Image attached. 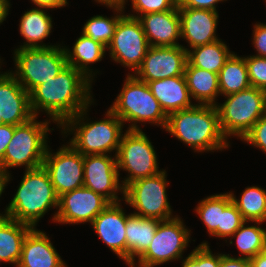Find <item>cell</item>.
<instances>
[{"label": "cell", "mask_w": 266, "mask_h": 267, "mask_svg": "<svg viewBox=\"0 0 266 267\" xmlns=\"http://www.w3.org/2000/svg\"><path fill=\"white\" fill-rule=\"evenodd\" d=\"M91 80L67 65L57 76L37 86L30 93V106L34 116L40 109L61 126L68 118L89 107Z\"/></svg>", "instance_id": "1"}, {"label": "cell", "mask_w": 266, "mask_h": 267, "mask_svg": "<svg viewBox=\"0 0 266 267\" xmlns=\"http://www.w3.org/2000/svg\"><path fill=\"white\" fill-rule=\"evenodd\" d=\"M166 131L197 152L222 150L229 146L222 133L216 106L194 104L167 117Z\"/></svg>", "instance_id": "2"}, {"label": "cell", "mask_w": 266, "mask_h": 267, "mask_svg": "<svg viewBox=\"0 0 266 267\" xmlns=\"http://www.w3.org/2000/svg\"><path fill=\"white\" fill-rule=\"evenodd\" d=\"M57 195L46 169L42 166L25 171L23 179L6 208L7 217L34 228L52 207L58 208Z\"/></svg>", "instance_id": "3"}, {"label": "cell", "mask_w": 266, "mask_h": 267, "mask_svg": "<svg viewBox=\"0 0 266 267\" xmlns=\"http://www.w3.org/2000/svg\"><path fill=\"white\" fill-rule=\"evenodd\" d=\"M87 109L88 107L84 108L61 125L65 134L75 131L70 145L83 156L107 154L113 150L117 153L123 136L122 120L109 109L106 112V119L90 123L81 122Z\"/></svg>", "instance_id": "4"}, {"label": "cell", "mask_w": 266, "mask_h": 267, "mask_svg": "<svg viewBox=\"0 0 266 267\" xmlns=\"http://www.w3.org/2000/svg\"><path fill=\"white\" fill-rule=\"evenodd\" d=\"M123 123L133 122L128 130H141L137 122H149L160 125L165 129L167 115L160 106L158 100L152 95L146 82L127 75L123 88L115 102L109 108Z\"/></svg>", "instance_id": "5"}, {"label": "cell", "mask_w": 266, "mask_h": 267, "mask_svg": "<svg viewBox=\"0 0 266 267\" xmlns=\"http://www.w3.org/2000/svg\"><path fill=\"white\" fill-rule=\"evenodd\" d=\"M37 116L25 123L14 126V134L9 142L0 171L9 175L7 168L25 165L26 170L43 165L48 147L49 122H38Z\"/></svg>", "instance_id": "6"}, {"label": "cell", "mask_w": 266, "mask_h": 267, "mask_svg": "<svg viewBox=\"0 0 266 267\" xmlns=\"http://www.w3.org/2000/svg\"><path fill=\"white\" fill-rule=\"evenodd\" d=\"M225 97L227 100L222 105H215L222 133L226 138L237 135L242 140L254 124L266 114L265 91L250 86Z\"/></svg>", "instance_id": "7"}, {"label": "cell", "mask_w": 266, "mask_h": 267, "mask_svg": "<svg viewBox=\"0 0 266 267\" xmlns=\"http://www.w3.org/2000/svg\"><path fill=\"white\" fill-rule=\"evenodd\" d=\"M18 48L15 50L16 70L11 74L30 94L37 86L57 76L67 65L63 47Z\"/></svg>", "instance_id": "8"}, {"label": "cell", "mask_w": 266, "mask_h": 267, "mask_svg": "<svg viewBox=\"0 0 266 267\" xmlns=\"http://www.w3.org/2000/svg\"><path fill=\"white\" fill-rule=\"evenodd\" d=\"M166 171L156 175L137 179L124 187L123 197L132 208L138 210L134 215L155 218L160 221L173 217L166 195Z\"/></svg>", "instance_id": "9"}, {"label": "cell", "mask_w": 266, "mask_h": 267, "mask_svg": "<svg viewBox=\"0 0 266 267\" xmlns=\"http://www.w3.org/2000/svg\"><path fill=\"white\" fill-rule=\"evenodd\" d=\"M115 156L118 170L123 169L130 174L122 181L123 187L161 172L158 170L156 151L142 130H127Z\"/></svg>", "instance_id": "10"}, {"label": "cell", "mask_w": 266, "mask_h": 267, "mask_svg": "<svg viewBox=\"0 0 266 267\" xmlns=\"http://www.w3.org/2000/svg\"><path fill=\"white\" fill-rule=\"evenodd\" d=\"M189 231L178 216L161 221L158 224L153 241L138 258V267H154L182 258V253L190 241Z\"/></svg>", "instance_id": "11"}, {"label": "cell", "mask_w": 266, "mask_h": 267, "mask_svg": "<svg viewBox=\"0 0 266 267\" xmlns=\"http://www.w3.org/2000/svg\"><path fill=\"white\" fill-rule=\"evenodd\" d=\"M150 45L138 18L123 15L115 28L110 44L107 46L110 57L121 65L131 68L135 73L141 66Z\"/></svg>", "instance_id": "12"}, {"label": "cell", "mask_w": 266, "mask_h": 267, "mask_svg": "<svg viewBox=\"0 0 266 267\" xmlns=\"http://www.w3.org/2000/svg\"><path fill=\"white\" fill-rule=\"evenodd\" d=\"M43 167L58 196L83 187V155L70 144L64 145L55 154L47 148Z\"/></svg>", "instance_id": "13"}, {"label": "cell", "mask_w": 266, "mask_h": 267, "mask_svg": "<svg viewBox=\"0 0 266 267\" xmlns=\"http://www.w3.org/2000/svg\"><path fill=\"white\" fill-rule=\"evenodd\" d=\"M109 204L105 197L83 186L59 196L58 211L53 221L66 224L91 223Z\"/></svg>", "instance_id": "14"}, {"label": "cell", "mask_w": 266, "mask_h": 267, "mask_svg": "<svg viewBox=\"0 0 266 267\" xmlns=\"http://www.w3.org/2000/svg\"><path fill=\"white\" fill-rule=\"evenodd\" d=\"M116 156L95 154L83 156V186L105 197L110 203H118L117 193H124L120 185Z\"/></svg>", "instance_id": "15"}, {"label": "cell", "mask_w": 266, "mask_h": 267, "mask_svg": "<svg viewBox=\"0 0 266 267\" xmlns=\"http://www.w3.org/2000/svg\"><path fill=\"white\" fill-rule=\"evenodd\" d=\"M187 49L182 45L174 47L150 46L141 66L133 75L146 83L184 75Z\"/></svg>", "instance_id": "16"}, {"label": "cell", "mask_w": 266, "mask_h": 267, "mask_svg": "<svg viewBox=\"0 0 266 267\" xmlns=\"http://www.w3.org/2000/svg\"><path fill=\"white\" fill-rule=\"evenodd\" d=\"M32 117L34 114L30 106V94L11 71L0 74V122L16 126Z\"/></svg>", "instance_id": "17"}, {"label": "cell", "mask_w": 266, "mask_h": 267, "mask_svg": "<svg viewBox=\"0 0 266 267\" xmlns=\"http://www.w3.org/2000/svg\"><path fill=\"white\" fill-rule=\"evenodd\" d=\"M181 38L192 48L211 44L220 39L216 36L218 12L208 9L178 8Z\"/></svg>", "instance_id": "18"}, {"label": "cell", "mask_w": 266, "mask_h": 267, "mask_svg": "<svg viewBox=\"0 0 266 267\" xmlns=\"http://www.w3.org/2000/svg\"><path fill=\"white\" fill-rule=\"evenodd\" d=\"M128 15L139 19L150 46L174 47L179 45L176 42L181 37L178 6L165 12L139 14V16Z\"/></svg>", "instance_id": "19"}, {"label": "cell", "mask_w": 266, "mask_h": 267, "mask_svg": "<svg viewBox=\"0 0 266 267\" xmlns=\"http://www.w3.org/2000/svg\"><path fill=\"white\" fill-rule=\"evenodd\" d=\"M126 215L118 203H110L91 225L100 239L126 261Z\"/></svg>", "instance_id": "20"}, {"label": "cell", "mask_w": 266, "mask_h": 267, "mask_svg": "<svg viewBox=\"0 0 266 267\" xmlns=\"http://www.w3.org/2000/svg\"><path fill=\"white\" fill-rule=\"evenodd\" d=\"M17 267H66L50 238L32 228L24 239Z\"/></svg>", "instance_id": "21"}, {"label": "cell", "mask_w": 266, "mask_h": 267, "mask_svg": "<svg viewBox=\"0 0 266 267\" xmlns=\"http://www.w3.org/2000/svg\"><path fill=\"white\" fill-rule=\"evenodd\" d=\"M147 84L167 116L194 106L191 102L185 75L148 81Z\"/></svg>", "instance_id": "22"}, {"label": "cell", "mask_w": 266, "mask_h": 267, "mask_svg": "<svg viewBox=\"0 0 266 267\" xmlns=\"http://www.w3.org/2000/svg\"><path fill=\"white\" fill-rule=\"evenodd\" d=\"M161 221L155 218L140 217L129 214L126 219V262L135 267L138 258L147 250L154 239V234Z\"/></svg>", "instance_id": "23"}, {"label": "cell", "mask_w": 266, "mask_h": 267, "mask_svg": "<svg viewBox=\"0 0 266 267\" xmlns=\"http://www.w3.org/2000/svg\"><path fill=\"white\" fill-rule=\"evenodd\" d=\"M190 96L200 105H216L220 94L218 74L192 66L188 61L184 72Z\"/></svg>", "instance_id": "24"}, {"label": "cell", "mask_w": 266, "mask_h": 267, "mask_svg": "<svg viewBox=\"0 0 266 267\" xmlns=\"http://www.w3.org/2000/svg\"><path fill=\"white\" fill-rule=\"evenodd\" d=\"M9 217L0 219V261L18 265L25 237L32 229Z\"/></svg>", "instance_id": "25"}, {"label": "cell", "mask_w": 266, "mask_h": 267, "mask_svg": "<svg viewBox=\"0 0 266 267\" xmlns=\"http://www.w3.org/2000/svg\"><path fill=\"white\" fill-rule=\"evenodd\" d=\"M19 24L20 34L26 39V42L20 48L51 47V45H41L42 40L50 35L52 29V18L43 8H33L25 12Z\"/></svg>", "instance_id": "26"}, {"label": "cell", "mask_w": 266, "mask_h": 267, "mask_svg": "<svg viewBox=\"0 0 266 267\" xmlns=\"http://www.w3.org/2000/svg\"><path fill=\"white\" fill-rule=\"evenodd\" d=\"M63 49L68 65L80 71L92 81L93 74L92 70L88 68V64L101 61L107 47L81 34L76 40L72 52L67 48Z\"/></svg>", "instance_id": "27"}, {"label": "cell", "mask_w": 266, "mask_h": 267, "mask_svg": "<svg viewBox=\"0 0 266 267\" xmlns=\"http://www.w3.org/2000/svg\"><path fill=\"white\" fill-rule=\"evenodd\" d=\"M192 49V51L187 49V61L194 67L216 74H219L225 62L233 54L222 40Z\"/></svg>", "instance_id": "28"}, {"label": "cell", "mask_w": 266, "mask_h": 267, "mask_svg": "<svg viewBox=\"0 0 266 267\" xmlns=\"http://www.w3.org/2000/svg\"><path fill=\"white\" fill-rule=\"evenodd\" d=\"M218 81L220 94H223V96L249 88L251 85L245 58L233 53L221 68Z\"/></svg>", "instance_id": "29"}, {"label": "cell", "mask_w": 266, "mask_h": 267, "mask_svg": "<svg viewBox=\"0 0 266 267\" xmlns=\"http://www.w3.org/2000/svg\"><path fill=\"white\" fill-rule=\"evenodd\" d=\"M230 195L245 221L256 224L266 221V190L258 186L247 187L240 200L231 192Z\"/></svg>", "instance_id": "30"}, {"label": "cell", "mask_w": 266, "mask_h": 267, "mask_svg": "<svg viewBox=\"0 0 266 267\" xmlns=\"http://www.w3.org/2000/svg\"><path fill=\"white\" fill-rule=\"evenodd\" d=\"M110 8H114L117 11L116 16L110 19L106 16L97 15L89 19L84 27L82 34L90 37L93 41L103 44L107 47L114 35L115 28L118 24L119 19L123 16L122 12L124 6L122 3H102ZM118 12L119 15H118ZM122 14V15H121Z\"/></svg>", "instance_id": "31"}, {"label": "cell", "mask_w": 266, "mask_h": 267, "mask_svg": "<svg viewBox=\"0 0 266 267\" xmlns=\"http://www.w3.org/2000/svg\"><path fill=\"white\" fill-rule=\"evenodd\" d=\"M232 202L229 194H216L204 198L197 206L196 213L207 227L210 235L217 237V228L220 226L221 213Z\"/></svg>", "instance_id": "32"}, {"label": "cell", "mask_w": 266, "mask_h": 267, "mask_svg": "<svg viewBox=\"0 0 266 267\" xmlns=\"http://www.w3.org/2000/svg\"><path fill=\"white\" fill-rule=\"evenodd\" d=\"M245 221L241 227L230 237H236V245L243 258L251 259L266 248V229L260 225L245 226Z\"/></svg>", "instance_id": "33"}, {"label": "cell", "mask_w": 266, "mask_h": 267, "mask_svg": "<svg viewBox=\"0 0 266 267\" xmlns=\"http://www.w3.org/2000/svg\"><path fill=\"white\" fill-rule=\"evenodd\" d=\"M245 222L236 205L231 202L221 213L220 226L217 228V237H231Z\"/></svg>", "instance_id": "34"}, {"label": "cell", "mask_w": 266, "mask_h": 267, "mask_svg": "<svg viewBox=\"0 0 266 267\" xmlns=\"http://www.w3.org/2000/svg\"><path fill=\"white\" fill-rule=\"evenodd\" d=\"M250 85L266 91V58L258 56L244 57Z\"/></svg>", "instance_id": "35"}, {"label": "cell", "mask_w": 266, "mask_h": 267, "mask_svg": "<svg viewBox=\"0 0 266 267\" xmlns=\"http://www.w3.org/2000/svg\"><path fill=\"white\" fill-rule=\"evenodd\" d=\"M126 0H122L121 3L124 6ZM132 8L134 12L141 15L147 13H158L173 10L178 6V0H131Z\"/></svg>", "instance_id": "36"}, {"label": "cell", "mask_w": 266, "mask_h": 267, "mask_svg": "<svg viewBox=\"0 0 266 267\" xmlns=\"http://www.w3.org/2000/svg\"><path fill=\"white\" fill-rule=\"evenodd\" d=\"M242 140L260 148L266 153V114L254 124Z\"/></svg>", "instance_id": "37"}, {"label": "cell", "mask_w": 266, "mask_h": 267, "mask_svg": "<svg viewBox=\"0 0 266 267\" xmlns=\"http://www.w3.org/2000/svg\"><path fill=\"white\" fill-rule=\"evenodd\" d=\"M220 254H212L208 243L204 242L198 246V267H219Z\"/></svg>", "instance_id": "38"}, {"label": "cell", "mask_w": 266, "mask_h": 267, "mask_svg": "<svg viewBox=\"0 0 266 267\" xmlns=\"http://www.w3.org/2000/svg\"><path fill=\"white\" fill-rule=\"evenodd\" d=\"M253 31V44L258 52L255 56L266 58V24L254 25Z\"/></svg>", "instance_id": "39"}, {"label": "cell", "mask_w": 266, "mask_h": 267, "mask_svg": "<svg viewBox=\"0 0 266 267\" xmlns=\"http://www.w3.org/2000/svg\"><path fill=\"white\" fill-rule=\"evenodd\" d=\"M223 0H178V8L208 9L217 12L216 4Z\"/></svg>", "instance_id": "40"}, {"label": "cell", "mask_w": 266, "mask_h": 267, "mask_svg": "<svg viewBox=\"0 0 266 267\" xmlns=\"http://www.w3.org/2000/svg\"><path fill=\"white\" fill-rule=\"evenodd\" d=\"M14 134V125H0V164L6 152L7 146Z\"/></svg>", "instance_id": "41"}, {"label": "cell", "mask_w": 266, "mask_h": 267, "mask_svg": "<svg viewBox=\"0 0 266 267\" xmlns=\"http://www.w3.org/2000/svg\"><path fill=\"white\" fill-rule=\"evenodd\" d=\"M219 267H251L250 259L243 257H231L229 254H220Z\"/></svg>", "instance_id": "42"}, {"label": "cell", "mask_w": 266, "mask_h": 267, "mask_svg": "<svg viewBox=\"0 0 266 267\" xmlns=\"http://www.w3.org/2000/svg\"><path fill=\"white\" fill-rule=\"evenodd\" d=\"M37 8L55 9L66 6L67 0H31Z\"/></svg>", "instance_id": "43"}, {"label": "cell", "mask_w": 266, "mask_h": 267, "mask_svg": "<svg viewBox=\"0 0 266 267\" xmlns=\"http://www.w3.org/2000/svg\"><path fill=\"white\" fill-rule=\"evenodd\" d=\"M182 267H198V247L182 261Z\"/></svg>", "instance_id": "44"}, {"label": "cell", "mask_w": 266, "mask_h": 267, "mask_svg": "<svg viewBox=\"0 0 266 267\" xmlns=\"http://www.w3.org/2000/svg\"><path fill=\"white\" fill-rule=\"evenodd\" d=\"M251 267H266V253L261 252L250 259Z\"/></svg>", "instance_id": "45"}, {"label": "cell", "mask_w": 266, "mask_h": 267, "mask_svg": "<svg viewBox=\"0 0 266 267\" xmlns=\"http://www.w3.org/2000/svg\"><path fill=\"white\" fill-rule=\"evenodd\" d=\"M10 3L8 0H0V24L5 20L8 15Z\"/></svg>", "instance_id": "46"}, {"label": "cell", "mask_w": 266, "mask_h": 267, "mask_svg": "<svg viewBox=\"0 0 266 267\" xmlns=\"http://www.w3.org/2000/svg\"><path fill=\"white\" fill-rule=\"evenodd\" d=\"M10 180V175H5L0 171V197L2 192H4L3 190L6 187V184L9 182ZM7 217V214H0V219Z\"/></svg>", "instance_id": "47"}, {"label": "cell", "mask_w": 266, "mask_h": 267, "mask_svg": "<svg viewBox=\"0 0 266 267\" xmlns=\"http://www.w3.org/2000/svg\"><path fill=\"white\" fill-rule=\"evenodd\" d=\"M98 3H121L122 0H96Z\"/></svg>", "instance_id": "48"}]
</instances>
